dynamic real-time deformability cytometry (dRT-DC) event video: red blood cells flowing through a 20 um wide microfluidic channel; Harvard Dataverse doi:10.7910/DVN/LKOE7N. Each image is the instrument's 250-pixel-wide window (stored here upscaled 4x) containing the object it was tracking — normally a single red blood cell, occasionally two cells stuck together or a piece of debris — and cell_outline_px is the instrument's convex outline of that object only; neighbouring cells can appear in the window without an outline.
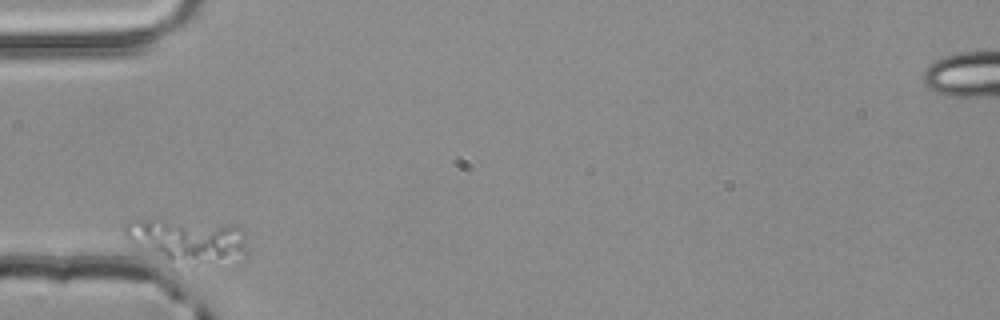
{"species": "common noctule bat (a hibernating species)", "species_latin": "Nyctalus noctula", "temperature_condition": "room temperature", "stored_images_in_passage": 2, "camera_frame_rate_fps": 3000, "um_per_image_px": 0.085, "animal": {"sex": "male", "body_mass_g": 20.4}, "frame": {"image": 1, "passage_image": 1, "time_ms": 0.0, "image_size_px": [1000, 320], "cell_outline_px": [[248, 252], [220, 256], [164, 256], [136, 248], [128, 244], [124, 240], [124, 224], [128, 220], [164, 220], [232, 224], [240, 228], [244, 232]], "centroid_in_image_um": [15.74, 20.23], "position_along_channel_um": 69.3, "area_um2": 27.74}}
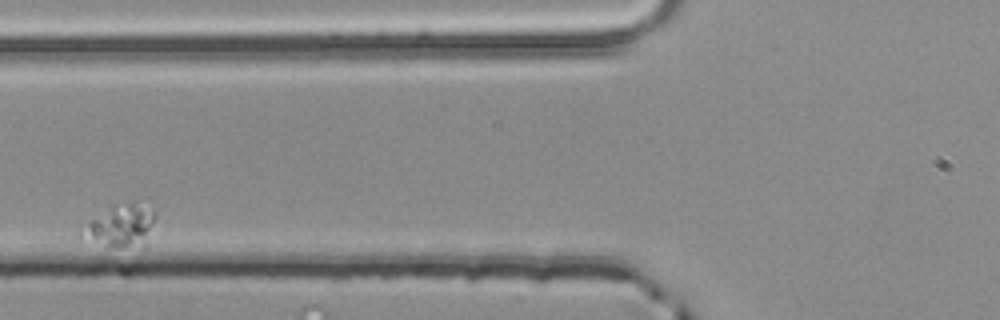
{"frame": {"image": 2, "passage_image": 2, "time_ms": 0.333, "image_size_px": [1000, 320], "cell_outline_px": [[156, 216], [148, 228], [136, 244], [120, 248], [116, 248], [80, 244], [76, 240], [76, 232], [92, 220], [112, 208], [132, 204], [152, 212]], "centroid_in_image_um": [9.91, 19.34], "position_along_channel_um": 115.9, "area_um2": 16.82}}